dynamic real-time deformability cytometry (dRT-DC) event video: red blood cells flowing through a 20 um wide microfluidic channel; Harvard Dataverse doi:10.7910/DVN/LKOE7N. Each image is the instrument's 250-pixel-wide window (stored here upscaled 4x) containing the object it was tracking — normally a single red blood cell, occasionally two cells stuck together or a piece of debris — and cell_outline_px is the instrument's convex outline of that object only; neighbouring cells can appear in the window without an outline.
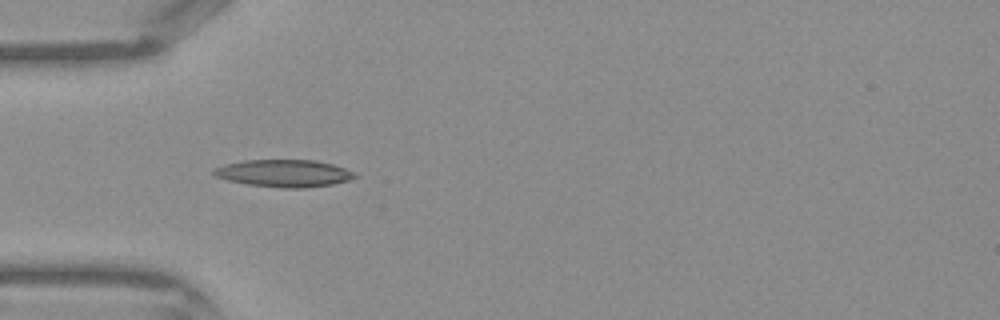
{"species": "Egyptian fruit bat (a non-hibernating species)", "species_latin": "Rousettus aegyptiacus", "temperature_condition": "warm", "stored_images_in_passage": 33, "camera_frame_rate_fps": 3000, "um_per_image_px": 0.085, "frame": {"image": 1, "passage_image": 3, "time_ms": 0.667, "image_size_px": [1000, 320], "cell_outline_px": [[360, 176], [348, 180], [332, 184], [304, 188], [280, 188], [248, 184], [228, 180], [216, 176], [212, 172], [212, 168], [224, 164], [244, 160], [316, 160], [332, 164], [344, 168]], "centroid_in_image_um": [24.12, 14.72], "position_along_channel_um": 60.9, "area_um2": 22.43}}
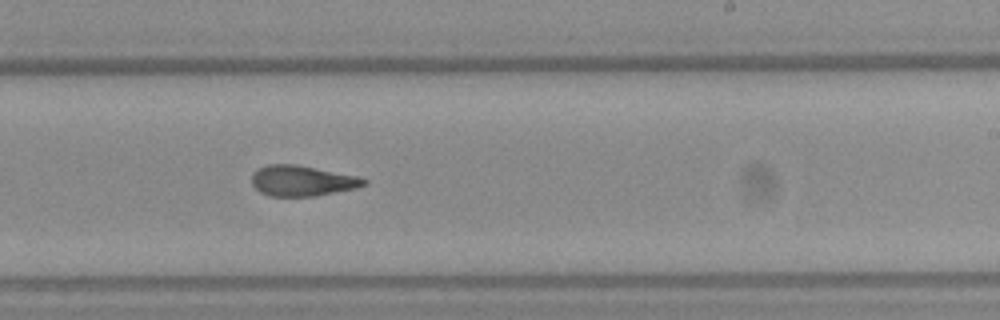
{"frame": {"image": 2, "passage_image": 16, "time_ms": 5.0, "image_size_px": [1000, 320], "cell_outline_px": [[368, 184], [356, 188], [312, 196], [268, 196], [260, 192], [252, 184], [252, 172], [268, 164], [296, 164], [360, 176], [368, 180]], "centroid_in_image_um": [25.7, 15.36], "position_along_channel_um": 263.3, "area_um2": 20.06}}
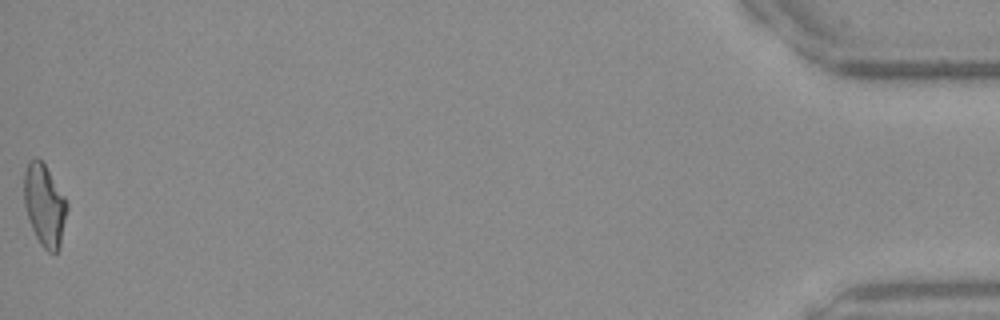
{"frame": {"image": 3, "passage_image": 33, "time_ms": 10.667, "image_size_px": [1000, 320], "cell_outline_px": [[68, 208], [60, 248], [56, 252], [48, 252], [40, 244], [32, 228], [24, 204], [24, 172], [28, 160], [36, 156], [44, 164], [64, 196], [68, 204]], "centroid_in_image_um": [3.78, 17.44], "position_along_channel_um": 431.4, "area_um2": 20.46}}